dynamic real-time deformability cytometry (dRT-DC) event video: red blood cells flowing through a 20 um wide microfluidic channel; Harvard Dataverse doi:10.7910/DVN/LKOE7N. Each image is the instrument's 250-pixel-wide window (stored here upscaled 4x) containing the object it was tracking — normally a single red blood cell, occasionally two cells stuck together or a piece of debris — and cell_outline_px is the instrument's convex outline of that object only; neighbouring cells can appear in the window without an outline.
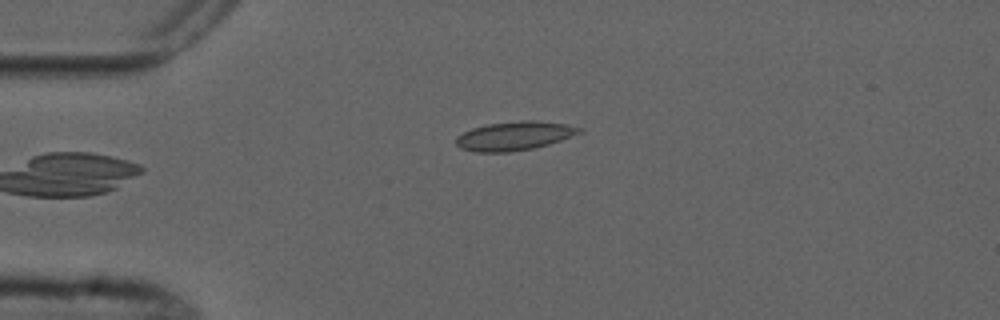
{"species": "common noctule bat (a hibernating species)", "species_latin": "Nyctalus noctula", "temperature_condition": "cold", "stored_images_in_passage": 5, "camera_frame_rate_fps": 3000, "um_per_image_px": 0.085, "animal": {"sex": "male", "forearm_length_mm": 52.5}, "frame": {"image": 1, "passage_image": 5, "time_ms": 4.667, "image_size_px": [1000, 320], "cell_outline_px": [[584, 132], [548, 144], [532, 148], [508, 152], [472, 152], [460, 148], [456, 144], [456, 136], [472, 128], [488, 124], [520, 120], [536, 120], [568, 124], [584, 128]], "centroid_in_image_um": [43.74, 11.54], "position_along_channel_um": 41.3, "area_um2": 20.87}}